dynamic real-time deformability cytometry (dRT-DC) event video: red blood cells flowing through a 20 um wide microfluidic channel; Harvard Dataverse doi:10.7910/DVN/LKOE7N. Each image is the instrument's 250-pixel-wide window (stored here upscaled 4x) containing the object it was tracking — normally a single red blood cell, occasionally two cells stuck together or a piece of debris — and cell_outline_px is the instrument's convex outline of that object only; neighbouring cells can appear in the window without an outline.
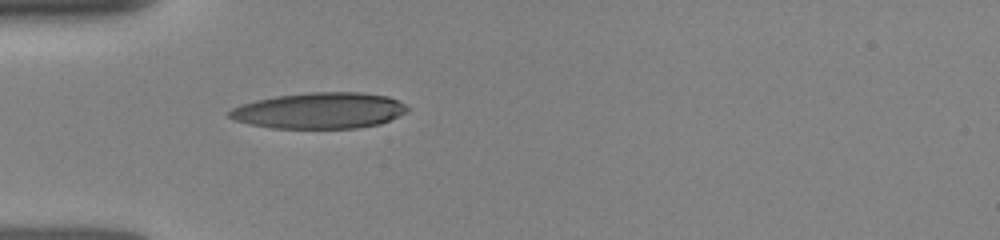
{"species": "human", "species_latin": "Homo sapiens", "temperature_condition": "room temperature", "stored_images_in_passage": 2, "camera_frame_rate_fps": 3000, "um_per_image_px": 0.085, "donor": {"sex": "female"}, "frame": {"image": 1, "passage_image": 1, "time_ms": 0.0, "image_size_px": [1000, 240], "cell_outline_px": [[408, 108], [404, 112], [380, 124], [356, 128], [272, 128], [232, 120], [228, 116], [228, 112], [232, 108], [240, 104], [256, 100], [276, 96], [312, 92], [360, 92], [388, 96], [404, 104]], "centroid_in_image_um": [27.11, 9.4], "position_along_channel_um": 57.9, "area_um2": 37.17}}
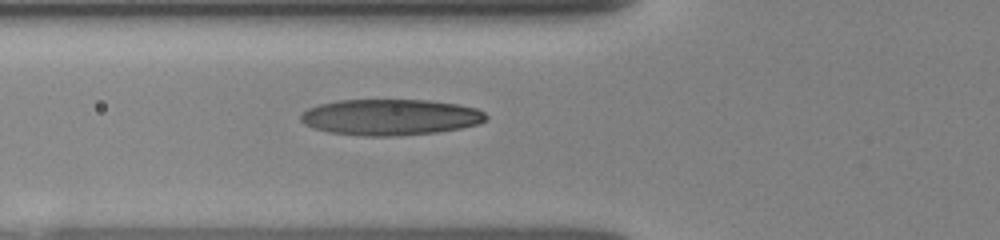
{"frame": {"image": 2, "passage_image": 2, "time_ms": 1.0, "image_size_px": [1000, 240], "cell_outline_px": [[488, 116], [480, 124], [460, 128], [436, 132], [400, 136], [364, 136], [328, 132], [304, 124], [300, 120], [300, 116], [308, 108], [320, 104], [340, 100], [428, 100], [456, 104], [476, 108], [484, 112]], "centroid_in_image_um": [33.19, 9.96], "position_along_channel_um": 92.6, "area_um2": 38.9}}